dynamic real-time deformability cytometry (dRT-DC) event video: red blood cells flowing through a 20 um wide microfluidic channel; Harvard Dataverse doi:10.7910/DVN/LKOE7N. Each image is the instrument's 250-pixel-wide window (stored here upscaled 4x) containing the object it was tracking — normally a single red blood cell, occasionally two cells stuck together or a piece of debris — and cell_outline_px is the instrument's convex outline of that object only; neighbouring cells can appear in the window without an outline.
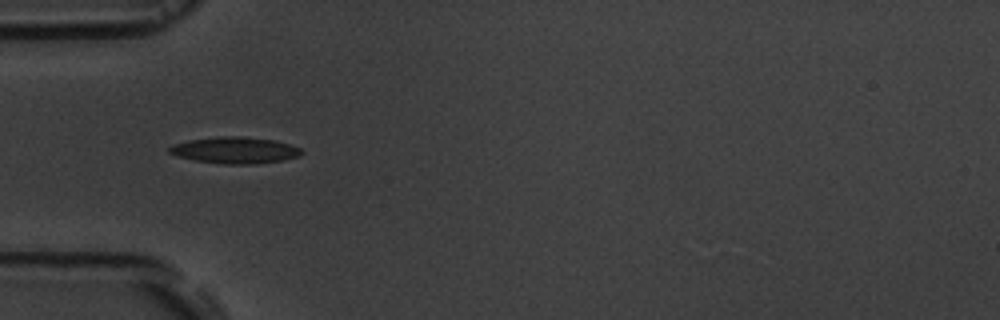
{"species": "common noctule bat (a hibernating species)", "species_latin": "Nyctalus noctula", "temperature_condition": "room temperature", "stored_images_in_passage": 6, "camera_frame_rate_fps": 3000, "um_per_image_px": 0.085, "animal": {"sex": "male", "body_mass_g": 19.5, "forearm_length_mm": 54.6}, "frame": {"image": 1, "passage_image": 5, "time_ms": 5.0, "image_size_px": [1000, 320], "cell_outline_px": [[304, 152], [300, 156], [284, 160], [252, 164], [220, 164], [196, 160], [176, 156], [168, 152], [168, 148], [172, 144], [188, 140], [220, 136], [240, 136], [272, 140], [288, 144], [300, 148]], "centroid_in_image_um": [19.94, 12.77], "position_along_channel_um": 65.1, "area_um2": 20.4}}
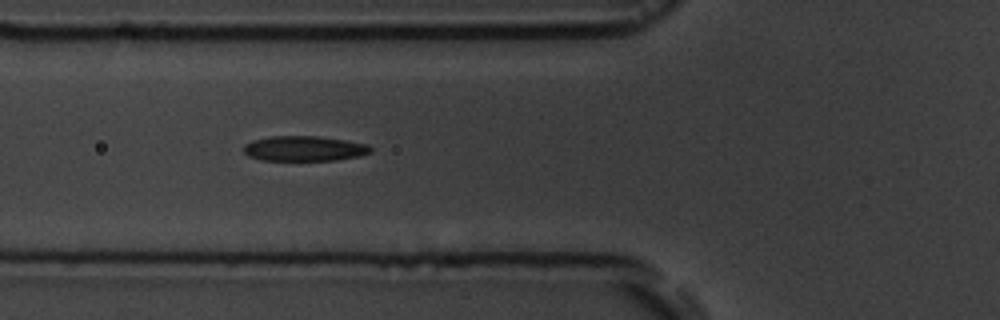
{"frame": {"image": 2, "passage_image": 6, "time_ms": 6.0, "image_size_px": [1000, 320], "cell_outline_px": [[372, 152], [360, 156], [336, 160], [260, 160], [248, 156], [244, 152], [244, 144], [252, 140], [272, 136], [316, 136], [344, 140], [368, 144], [372, 148]], "centroid_in_image_um": [25.86, 12.63], "position_along_channel_um": 99.9, "area_um2": 18.61}}